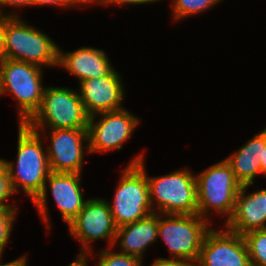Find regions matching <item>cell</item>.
Masks as SVG:
<instances>
[{"instance_id":"52a82bcc","label":"cell","mask_w":266,"mask_h":266,"mask_svg":"<svg viewBox=\"0 0 266 266\" xmlns=\"http://www.w3.org/2000/svg\"><path fill=\"white\" fill-rule=\"evenodd\" d=\"M89 115L77 89L45 86L40 108L25 123L32 130L88 128Z\"/></svg>"},{"instance_id":"5bb4252c","label":"cell","mask_w":266,"mask_h":266,"mask_svg":"<svg viewBox=\"0 0 266 266\" xmlns=\"http://www.w3.org/2000/svg\"><path fill=\"white\" fill-rule=\"evenodd\" d=\"M123 77L115 67L105 76L83 80L77 89L89 116L123 109L126 98Z\"/></svg>"},{"instance_id":"9c48e42d","label":"cell","mask_w":266,"mask_h":266,"mask_svg":"<svg viewBox=\"0 0 266 266\" xmlns=\"http://www.w3.org/2000/svg\"><path fill=\"white\" fill-rule=\"evenodd\" d=\"M82 174L78 173H65V172H50L45 181L42 192L32 202L35 209L42 218L46 230H51V219L48 215L49 206L48 190L51 192L54 202L60 211L63 222L66 227L78 215L86 204L87 199H84V190L81 184Z\"/></svg>"},{"instance_id":"4316f807","label":"cell","mask_w":266,"mask_h":266,"mask_svg":"<svg viewBox=\"0 0 266 266\" xmlns=\"http://www.w3.org/2000/svg\"><path fill=\"white\" fill-rule=\"evenodd\" d=\"M150 266H195V263L187 260H171L156 258Z\"/></svg>"},{"instance_id":"d4e9b609","label":"cell","mask_w":266,"mask_h":266,"mask_svg":"<svg viewBox=\"0 0 266 266\" xmlns=\"http://www.w3.org/2000/svg\"><path fill=\"white\" fill-rule=\"evenodd\" d=\"M32 5L34 6V0H0V14L3 16H21L16 14L15 10L6 11V8L18 10V8L32 7ZM2 8H5V11Z\"/></svg>"},{"instance_id":"e0dca14e","label":"cell","mask_w":266,"mask_h":266,"mask_svg":"<svg viewBox=\"0 0 266 266\" xmlns=\"http://www.w3.org/2000/svg\"><path fill=\"white\" fill-rule=\"evenodd\" d=\"M157 240L158 213L154 212L143 219L118 227L112 247L119 245L120 250L117 252L143 260L144 252Z\"/></svg>"},{"instance_id":"7402d4cb","label":"cell","mask_w":266,"mask_h":266,"mask_svg":"<svg viewBox=\"0 0 266 266\" xmlns=\"http://www.w3.org/2000/svg\"><path fill=\"white\" fill-rule=\"evenodd\" d=\"M18 207H0V256L3 257L5 248L10 242L12 228L17 219Z\"/></svg>"},{"instance_id":"3957f363","label":"cell","mask_w":266,"mask_h":266,"mask_svg":"<svg viewBox=\"0 0 266 266\" xmlns=\"http://www.w3.org/2000/svg\"><path fill=\"white\" fill-rule=\"evenodd\" d=\"M145 172L153 212L159 214H197V189L194 171L181 168L170 173L148 176L145 157L137 163Z\"/></svg>"},{"instance_id":"4fadbf2b","label":"cell","mask_w":266,"mask_h":266,"mask_svg":"<svg viewBox=\"0 0 266 266\" xmlns=\"http://www.w3.org/2000/svg\"><path fill=\"white\" fill-rule=\"evenodd\" d=\"M221 228L206 233L195 266H252L243 236Z\"/></svg>"},{"instance_id":"83f0119b","label":"cell","mask_w":266,"mask_h":266,"mask_svg":"<svg viewBox=\"0 0 266 266\" xmlns=\"http://www.w3.org/2000/svg\"><path fill=\"white\" fill-rule=\"evenodd\" d=\"M2 258L3 257L0 256V266H28V264H27L28 258L26 255L25 256L22 255L19 258H16V259L9 261V262H6V263H1Z\"/></svg>"},{"instance_id":"7a4b0ae2","label":"cell","mask_w":266,"mask_h":266,"mask_svg":"<svg viewBox=\"0 0 266 266\" xmlns=\"http://www.w3.org/2000/svg\"><path fill=\"white\" fill-rule=\"evenodd\" d=\"M16 163L3 159L15 194L22 191L33 202L51 172L43 138L26 124L18 125Z\"/></svg>"},{"instance_id":"d6986e66","label":"cell","mask_w":266,"mask_h":266,"mask_svg":"<svg viewBox=\"0 0 266 266\" xmlns=\"http://www.w3.org/2000/svg\"><path fill=\"white\" fill-rule=\"evenodd\" d=\"M224 0H173L171 8L172 20L176 23L187 18H191L196 14H201L207 10L214 8Z\"/></svg>"},{"instance_id":"f1b7e54d","label":"cell","mask_w":266,"mask_h":266,"mask_svg":"<svg viewBox=\"0 0 266 266\" xmlns=\"http://www.w3.org/2000/svg\"><path fill=\"white\" fill-rule=\"evenodd\" d=\"M77 258L75 260H72V262L68 266H88V255H78L76 256Z\"/></svg>"},{"instance_id":"7c38bea8","label":"cell","mask_w":266,"mask_h":266,"mask_svg":"<svg viewBox=\"0 0 266 266\" xmlns=\"http://www.w3.org/2000/svg\"><path fill=\"white\" fill-rule=\"evenodd\" d=\"M141 120L125 108L90 116L88 123L90 154L122 149L125 142L133 136Z\"/></svg>"},{"instance_id":"ba28073f","label":"cell","mask_w":266,"mask_h":266,"mask_svg":"<svg viewBox=\"0 0 266 266\" xmlns=\"http://www.w3.org/2000/svg\"><path fill=\"white\" fill-rule=\"evenodd\" d=\"M211 222L200 215L159 214L158 238L165 243L171 258L196 263ZM211 226V227H210Z\"/></svg>"},{"instance_id":"277c9868","label":"cell","mask_w":266,"mask_h":266,"mask_svg":"<svg viewBox=\"0 0 266 266\" xmlns=\"http://www.w3.org/2000/svg\"><path fill=\"white\" fill-rule=\"evenodd\" d=\"M197 214L212 222L210 214L224 216L223 224L232 216L241 184L225 159L196 173ZM211 212V213H210ZM210 216V218H209Z\"/></svg>"},{"instance_id":"9a60e30c","label":"cell","mask_w":266,"mask_h":266,"mask_svg":"<svg viewBox=\"0 0 266 266\" xmlns=\"http://www.w3.org/2000/svg\"><path fill=\"white\" fill-rule=\"evenodd\" d=\"M250 186L253 184L241 186L232 216L223 225L242 236L254 230L266 229V188L247 193Z\"/></svg>"},{"instance_id":"484cf974","label":"cell","mask_w":266,"mask_h":266,"mask_svg":"<svg viewBox=\"0 0 266 266\" xmlns=\"http://www.w3.org/2000/svg\"><path fill=\"white\" fill-rule=\"evenodd\" d=\"M160 0H90V5H101V6H110L111 5H116L123 7L124 5H149L151 3L159 2ZM98 3V4H97Z\"/></svg>"},{"instance_id":"6da1fadb","label":"cell","mask_w":266,"mask_h":266,"mask_svg":"<svg viewBox=\"0 0 266 266\" xmlns=\"http://www.w3.org/2000/svg\"><path fill=\"white\" fill-rule=\"evenodd\" d=\"M22 16H6L1 28L2 58L23 61L41 68H58L59 46L44 31Z\"/></svg>"},{"instance_id":"8fae6325","label":"cell","mask_w":266,"mask_h":266,"mask_svg":"<svg viewBox=\"0 0 266 266\" xmlns=\"http://www.w3.org/2000/svg\"><path fill=\"white\" fill-rule=\"evenodd\" d=\"M34 131L44 137L45 141H47L46 138H50L45 148L52 172L82 174L85 154L90 153L88 128Z\"/></svg>"},{"instance_id":"8992f818","label":"cell","mask_w":266,"mask_h":266,"mask_svg":"<svg viewBox=\"0 0 266 266\" xmlns=\"http://www.w3.org/2000/svg\"><path fill=\"white\" fill-rule=\"evenodd\" d=\"M144 152L131 159L121 172L114 196L108 200L116 227L133 223L154 213L150 204L146 172L137 164Z\"/></svg>"},{"instance_id":"cb8c5ba5","label":"cell","mask_w":266,"mask_h":266,"mask_svg":"<svg viewBox=\"0 0 266 266\" xmlns=\"http://www.w3.org/2000/svg\"><path fill=\"white\" fill-rule=\"evenodd\" d=\"M90 0H34V6H53L64 9H72L74 7H84L89 5ZM72 7V8H71Z\"/></svg>"},{"instance_id":"5b68a950","label":"cell","mask_w":266,"mask_h":266,"mask_svg":"<svg viewBox=\"0 0 266 266\" xmlns=\"http://www.w3.org/2000/svg\"><path fill=\"white\" fill-rule=\"evenodd\" d=\"M43 68L23 61H0V96L11 94L18 106V124H25L40 108L45 85Z\"/></svg>"},{"instance_id":"44dd1931","label":"cell","mask_w":266,"mask_h":266,"mask_svg":"<svg viewBox=\"0 0 266 266\" xmlns=\"http://www.w3.org/2000/svg\"><path fill=\"white\" fill-rule=\"evenodd\" d=\"M113 247L100 249L96 266H144L142 259L116 252Z\"/></svg>"},{"instance_id":"2e32d148","label":"cell","mask_w":266,"mask_h":266,"mask_svg":"<svg viewBox=\"0 0 266 266\" xmlns=\"http://www.w3.org/2000/svg\"><path fill=\"white\" fill-rule=\"evenodd\" d=\"M58 67L76 77L80 82L107 75L114 67L103 49L83 47L64 51L59 47Z\"/></svg>"},{"instance_id":"603a6c76","label":"cell","mask_w":266,"mask_h":266,"mask_svg":"<svg viewBox=\"0 0 266 266\" xmlns=\"http://www.w3.org/2000/svg\"><path fill=\"white\" fill-rule=\"evenodd\" d=\"M15 194L3 158H0V207H18L7 200Z\"/></svg>"},{"instance_id":"ffe728a7","label":"cell","mask_w":266,"mask_h":266,"mask_svg":"<svg viewBox=\"0 0 266 266\" xmlns=\"http://www.w3.org/2000/svg\"><path fill=\"white\" fill-rule=\"evenodd\" d=\"M252 266H266V229L243 235Z\"/></svg>"},{"instance_id":"f546056e","label":"cell","mask_w":266,"mask_h":266,"mask_svg":"<svg viewBox=\"0 0 266 266\" xmlns=\"http://www.w3.org/2000/svg\"><path fill=\"white\" fill-rule=\"evenodd\" d=\"M261 176L263 175L266 176V147L265 149H263V154H262V157H261Z\"/></svg>"},{"instance_id":"30bf717a","label":"cell","mask_w":266,"mask_h":266,"mask_svg":"<svg viewBox=\"0 0 266 266\" xmlns=\"http://www.w3.org/2000/svg\"><path fill=\"white\" fill-rule=\"evenodd\" d=\"M68 234L81 243L78 255L95 257L92 244L95 241L107 240V247H112L117 232L108 200L88 198L83 209L67 226Z\"/></svg>"},{"instance_id":"4dcf8cb0","label":"cell","mask_w":266,"mask_h":266,"mask_svg":"<svg viewBox=\"0 0 266 266\" xmlns=\"http://www.w3.org/2000/svg\"><path fill=\"white\" fill-rule=\"evenodd\" d=\"M6 16H3L0 14V39H1V28H2V25H3V20ZM2 60V55H1V50H0V61Z\"/></svg>"},{"instance_id":"ac0fdd59","label":"cell","mask_w":266,"mask_h":266,"mask_svg":"<svg viewBox=\"0 0 266 266\" xmlns=\"http://www.w3.org/2000/svg\"><path fill=\"white\" fill-rule=\"evenodd\" d=\"M266 147V127L251 137L235 153L224 159L230 165L236 180L243 186L254 184L261 174V157Z\"/></svg>"}]
</instances>
